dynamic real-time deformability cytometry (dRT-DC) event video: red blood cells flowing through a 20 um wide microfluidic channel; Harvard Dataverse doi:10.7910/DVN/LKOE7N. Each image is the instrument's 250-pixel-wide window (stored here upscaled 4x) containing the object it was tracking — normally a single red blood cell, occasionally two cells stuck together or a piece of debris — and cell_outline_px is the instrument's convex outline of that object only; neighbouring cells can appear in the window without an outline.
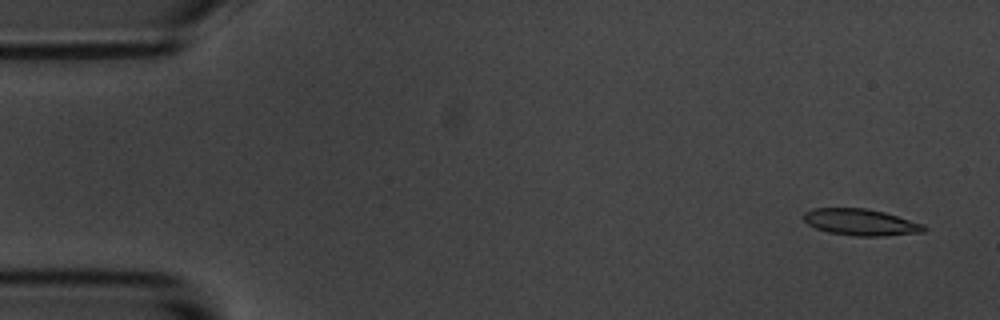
{"species": "common noctule bat (a hibernating species)", "species_latin": "Nyctalus noctula", "temperature_condition": "room temperature", "stored_images_in_passage": 8, "camera_frame_rate_fps": 3000, "um_per_image_px": 0.085, "animal": {"sex": "male", "body_mass_g": 20.1, "forearm_length_mm": 53.5}, "frame": {"image": 1, "passage_image": 1, "time_ms": 0.0, "image_size_px": [1000, 320], "cell_outline_px": [[928, 228], [924, 232], [884, 236], [856, 236], [828, 232], [816, 228], [808, 224], [800, 216], [804, 212], [812, 208], [864, 208], [884, 212], [924, 224]], "centroid_in_image_um": [73.15, 18.89], "position_along_channel_um": 11.9, "area_um2": 18.73}}
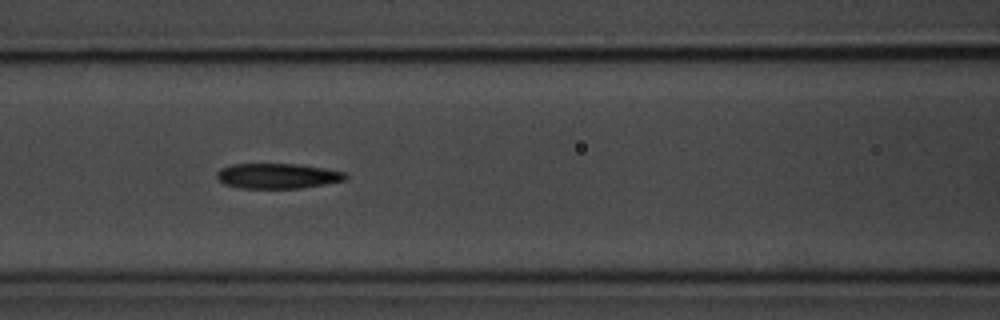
{"frame": {"image": 2, "passage_image": 7, "time_ms": 7.0, "image_size_px": [1000, 320], "cell_outline_px": [[348, 176], [344, 180], [324, 184], [300, 188], [240, 188], [224, 184], [216, 176], [216, 172], [220, 168], [232, 164], [296, 164], [324, 168], [348, 172]], "centroid_in_image_um": [23.59, 14.95], "position_along_channel_um": 143.0, "area_um2": 18.9}}
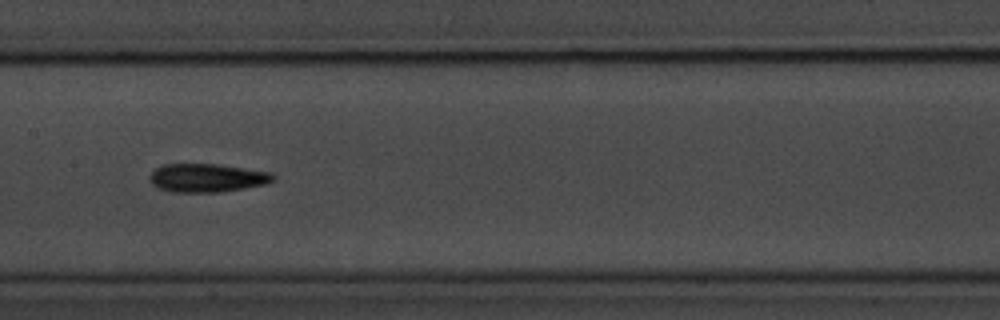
{"frame": {"image": 3, "passage_image": 8, "time_ms": 8.333, "image_size_px": [1000, 320], "cell_outline_px": [[276, 180], [268, 184], [220, 192], [172, 192], [156, 188], [148, 180], [148, 176], [156, 168], [164, 164], [216, 164], [272, 172], [276, 176]], "centroid_in_image_um": [17.61, 15.12], "position_along_channel_um": 189.8, "area_um2": 20.75}}